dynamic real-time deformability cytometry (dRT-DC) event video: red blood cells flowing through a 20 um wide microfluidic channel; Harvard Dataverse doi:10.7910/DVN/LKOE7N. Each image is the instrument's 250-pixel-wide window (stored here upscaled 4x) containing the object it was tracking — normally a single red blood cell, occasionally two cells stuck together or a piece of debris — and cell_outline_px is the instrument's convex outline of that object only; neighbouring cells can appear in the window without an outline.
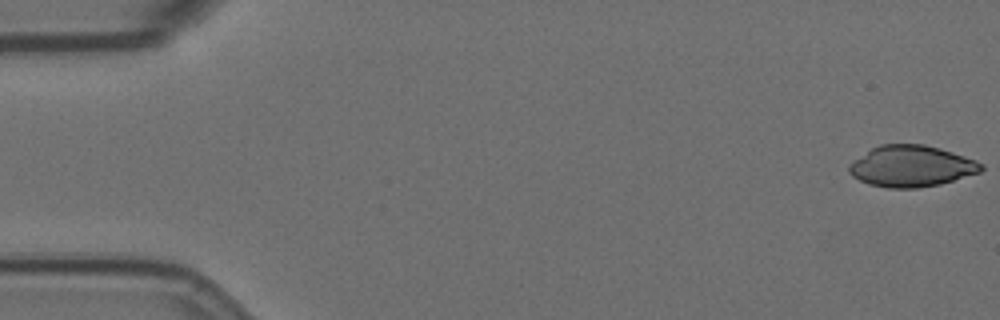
{"species": "Egyptian fruit bat (a non-hibernating species)", "species_latin": "Rousettus aegyptiacus", "temperature_condition": "room temperature", "stored_images_in_passage": 57, "camera_frame_rate_fps": 3000, "um_per_image_px": 0.085, "animal": {"sex": "female"}, "frame": {"image": 1, "passage_image": 1, "time_ms": 0.0, "image_size_px": [1000, 320], "cell_outline_px": [[984, 168], [980, 172], [940, 184], [916, 188], [888, 188], [868, 184], [852, 176], [848, 172], [848, 164], [872, 148], [880, 144], [924, 144], [940, 148], [976, 160], [984, 164]], "centroid_in_image_um": [77.46, 14.12], "position_along_channel_um": 7.5, "area_um2": 31.79}}
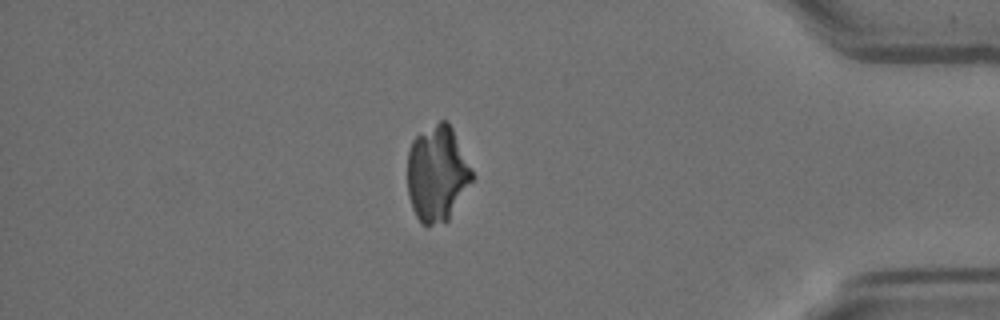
{"frame": {"image": 2, "passage_image": 49, "time_ms": 16.0, "image_size_px": [1000, 320], "cell_outline_px": [[472, 180], [448, 220], [432, 224], [420, 224], [412, 208], [408, 196], [408, 152], [412, 140], [416, 136], [440, 120], [448, 120], [452, 128], [472, 172]], "centroid_in_image_um": [37.12, 14.76], "position_along_channel_um": 398.1, "area_um2": 35.49}}
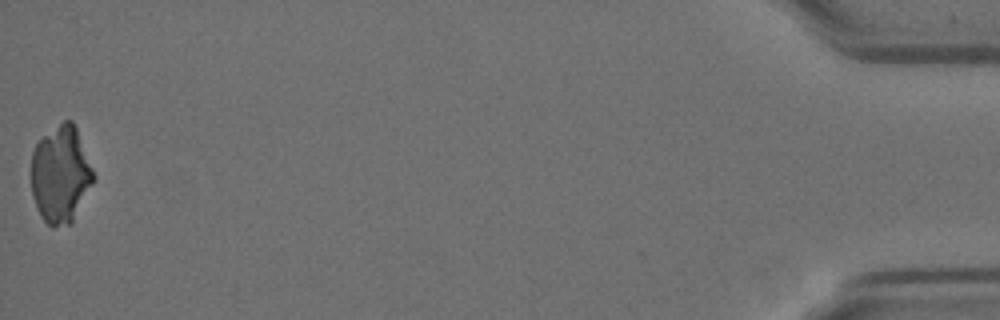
{"frame": {"image": 3, "passage_image": 57, "time_ms": 18.667, "image_size_px": [1000, 320], "cell_outline_px": [[96, 176], [72, 224], [52, 228], [40, 216], [36, 208], [32, 196], [32, 152], [36, 144], [44, 136], [64, 120], [72, 120], [76, 128]], "centroid_in_image_um": [5.16, 14.88], "position_along_channel_um": 430.0, "area_um2": 35.2}}